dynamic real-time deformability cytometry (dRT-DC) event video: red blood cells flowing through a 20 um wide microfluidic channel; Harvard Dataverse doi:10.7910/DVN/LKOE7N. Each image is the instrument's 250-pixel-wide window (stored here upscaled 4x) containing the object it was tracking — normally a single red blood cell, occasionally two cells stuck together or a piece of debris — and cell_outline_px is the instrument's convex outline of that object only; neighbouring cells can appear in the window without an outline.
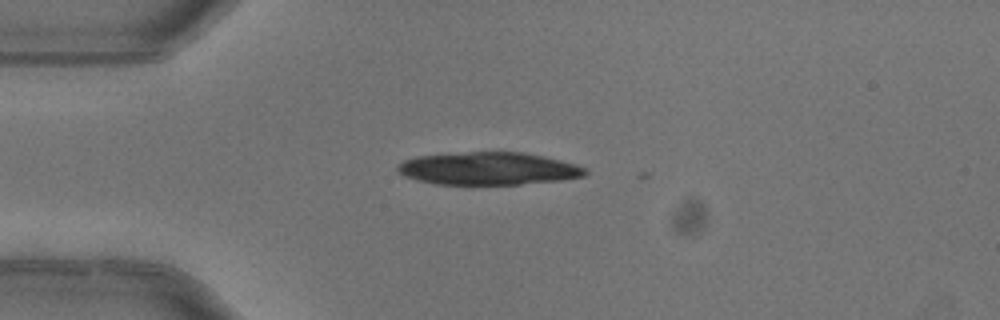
{"species": "common noctule bat (a hibernating species)", "species_latin": "Nyctalus noctula", "temperature_condition": "warm", "stored_images_in_passage": 2, "camera_frame_rate_fps": 3000, "um_per_image_px": 0.085, "animal": {"sex": "female"}, "frame": {"image": 1, "passage_image": 1, "time_ms": 0.0, "image_size_px": [1000, 320], "cell_outline_px": [[588, 172], [584, 176], [560, 180], [520, 184], [436, 184], [416, 180], [404, 176], [396, 172], [396, 164], [404, 160], [416, 156], [468, 152], [520, 152], [540, 156], [576, 164], [588, 168]], "centroid_in_image_um": [41.46, 14.33], "position_along_channel_um": 43.5, "area_um2": 35.66}}